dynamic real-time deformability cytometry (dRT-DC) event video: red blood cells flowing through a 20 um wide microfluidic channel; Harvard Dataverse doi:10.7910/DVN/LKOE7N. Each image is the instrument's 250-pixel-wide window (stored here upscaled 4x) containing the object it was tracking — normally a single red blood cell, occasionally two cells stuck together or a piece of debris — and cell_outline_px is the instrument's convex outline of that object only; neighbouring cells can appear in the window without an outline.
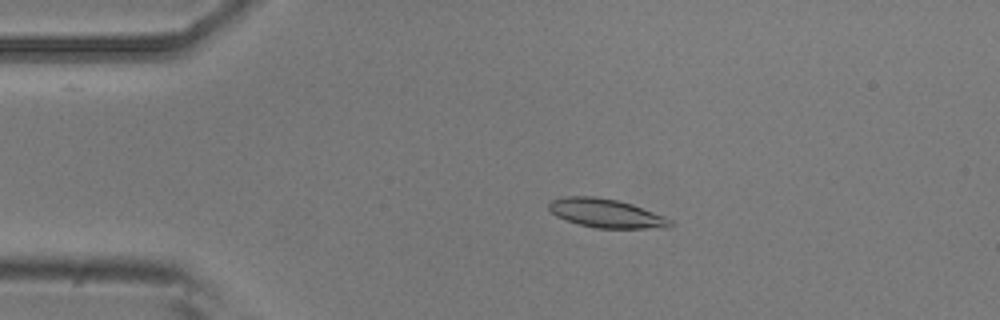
{"species": "common noctule bat (a hibernating species)", "species_latin": "Nyctalus noctula", "temperature_condition": "room temperature", "stored_images_in_passage": 31, "camera_frame_rate_fps": 3000, "um_per_image_px": 0.085, "animal": {"sex": "male", "body_mass_g": 20.5, "forearm_length_mm": 52.5}, "frame": {"image": 1, "passage_image": 10, "time_ms": 3.0, "image_size_px": [1000, 320], "cell_outline_px": [[676, 224], [672, 228], [596, 228], [580, 224], [556, 216], [548, 208], [548, 204], [552, 200], [564, 196], [596, 196], [616, 200], [632, 204], [664, 216], [672, 220]], "centroid_in_image_um": [51.57, 18.13], "position_along_channel_um": 33.4, "area_um2": 20.4}}
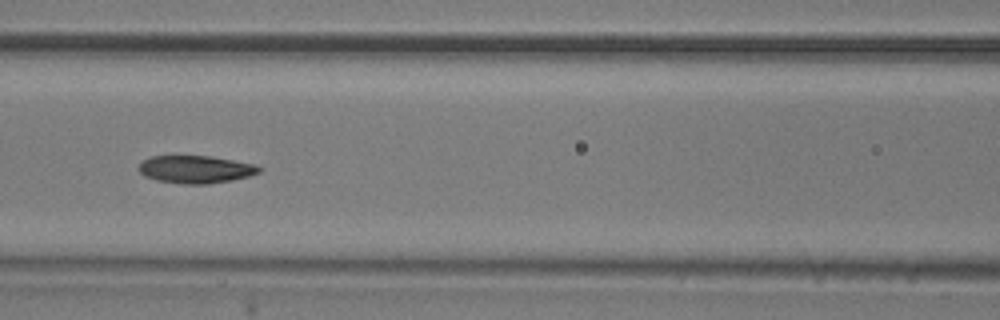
{"frame": {"image": 2, "passage_image": 22, "time_ms": 7.0, "image_size_px": [1000, 320], "cell_outline_px": [[260, 172], [248, 176], [232, 180], [208, 184], [184, 184], [156, 180], [144, 176], [136, 168], [144, 160], [152, 156], [208, 156], [256, 164], [260, 168]], "centroid_in_image_um": [16.6, 14.4], "position_along_channel_um": 150.0, "area_um2": 19.31}}
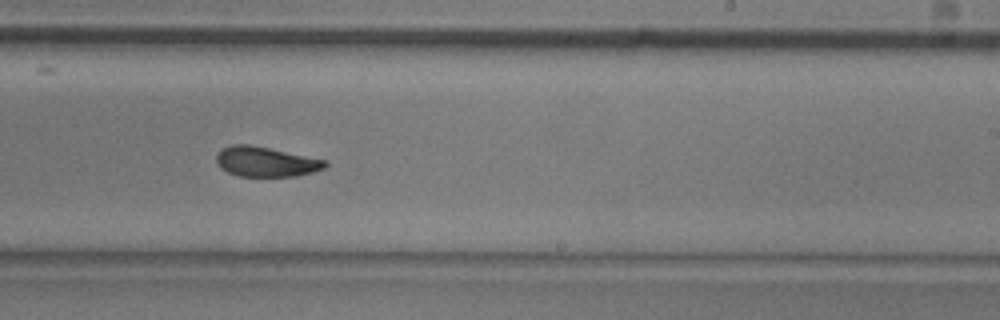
{"frame": {"image": 3, "passage_image": 31, "time_ms": 10.0, "image_size_px": [1000, 320], "cell_outline_px": [[328, 164], [324, 168], [312, 172], [296, 176], [240, 176], [228, 172], [220, 168], [216, 160], [216, 156], [224, 148], [232, 144], [248, 144], [328, 160]], "centroid_in_image_um": [22.62, 13.75], "position_along_channel_um": 266.4, "area_um2": 18.79}}